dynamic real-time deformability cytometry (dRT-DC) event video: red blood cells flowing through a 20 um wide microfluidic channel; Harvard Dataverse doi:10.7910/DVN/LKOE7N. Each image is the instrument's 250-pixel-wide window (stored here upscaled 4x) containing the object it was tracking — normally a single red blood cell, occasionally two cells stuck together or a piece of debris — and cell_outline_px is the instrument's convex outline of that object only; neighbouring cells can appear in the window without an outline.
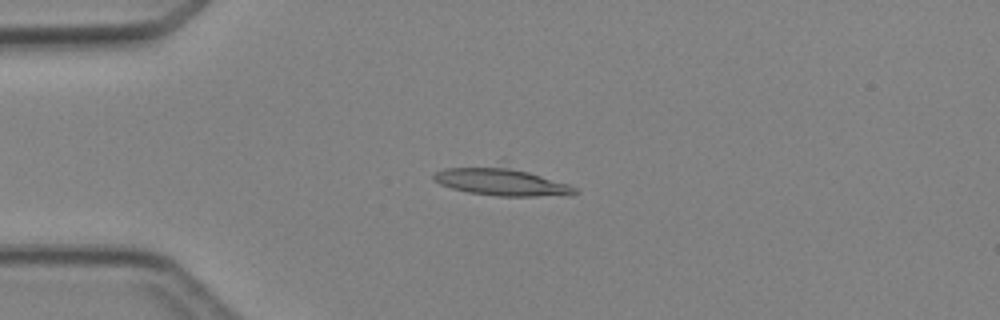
{"species": "Egyptian fruit bat (a non-hibernating species)", "species_latin": "Rousettus aegyptiacus", "temperature_condition": "cold", "stored_images_in_passage": 7, "camera_frame_rate_fps": 3000, "um_per_image_px": 0.085, "animal": {"sex": "female"}, "frame": {"image": 1, "passage_image": 5, "time_ms": 5.0, "image_size_px": [1000, 320], "cell_outline_px": [[580, 192], [536, 196], [496, 196], [468, 192], [452, 188], [440, 184], [432, 176], [436, 172], [444, 168], [504, 160], [568, 184], [576, 188]], "centroid_in_image_um": [42.58, 15.33], "position_along_channel_um": 42.4, "area_um2": 24.33}}
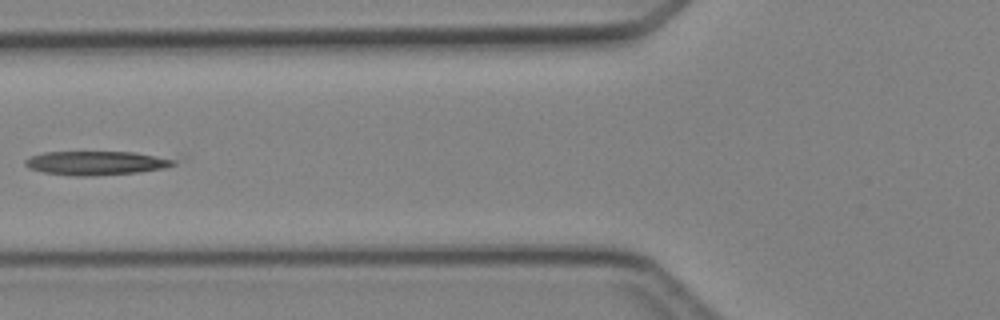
{"frame": {"image": 2, "passage_image": 7, "time_ms": 7.333, "image_size_px": [1000, 320], "cell_outline_px": [[188, 156], [176, 164], [164, 168], [136, 172], [92, 176], [72, 176], [44, 172], [28, 168], [24, 164], [24, 160], [32, 156], [44, 152], [132, 152]], "centroid_in_image_um": [8.44, 13.83], "position_along_channel_um": 117.4, "area_um2": 21.62}}